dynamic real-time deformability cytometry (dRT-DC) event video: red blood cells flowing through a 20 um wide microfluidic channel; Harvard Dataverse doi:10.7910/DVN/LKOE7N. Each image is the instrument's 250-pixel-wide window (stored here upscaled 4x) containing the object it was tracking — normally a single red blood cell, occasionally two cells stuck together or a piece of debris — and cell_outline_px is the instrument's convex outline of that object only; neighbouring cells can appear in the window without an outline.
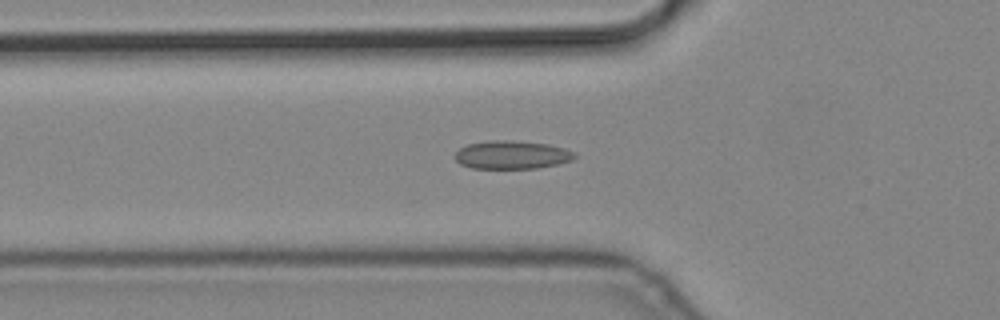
{"species": "common noctule bat (a hibernating species)", "species_latin": "Nyctalus noctula", "temperature_condition": "cold", "stored_images_in_passage": 5, "camera_frame_rate_fps": 3000, "um_per_image_px": 0.085, "animal": {"sex": "male", "body_mass_g": 19.2, "forearm_length_mm": 51.8}, "frame": {"image": 1, "passage_image": 5, "time_ms": 1.333, "image_size_px": [1000, 320], "cell_outline_px": [[576, 156], [572, 160], [556, 164], [536, 168], [472, 168], [460, 164], [456, 160], [456, 152], [460, 148], [468, 144], [492, 140], [512, 140], [548, 144], [564, 148], [576, 152]], "centroid_in_image_um": [43.52, 13.15], "position_along_channel_um": 82.3, "area_um2": 19.59}}